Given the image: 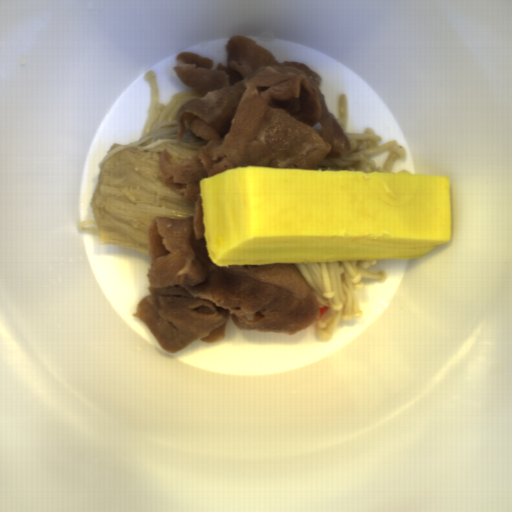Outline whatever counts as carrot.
<instances>
[{"mask_svg":"<svg viewBox=\"0 0 512 512\" xmlns=\"http://www.w3.org/2000/svg\"><path fill=\"white\" fill-rule=\"evenodd\" d=\"M328 308L329 307H322V308H317L316 307L317 319L322 317L324 315V313L327 311Z\"/></svg>","mask_w":512,"mask_h":512,"instance_id":"obj_1","label":"carrot"}]
</instances>
